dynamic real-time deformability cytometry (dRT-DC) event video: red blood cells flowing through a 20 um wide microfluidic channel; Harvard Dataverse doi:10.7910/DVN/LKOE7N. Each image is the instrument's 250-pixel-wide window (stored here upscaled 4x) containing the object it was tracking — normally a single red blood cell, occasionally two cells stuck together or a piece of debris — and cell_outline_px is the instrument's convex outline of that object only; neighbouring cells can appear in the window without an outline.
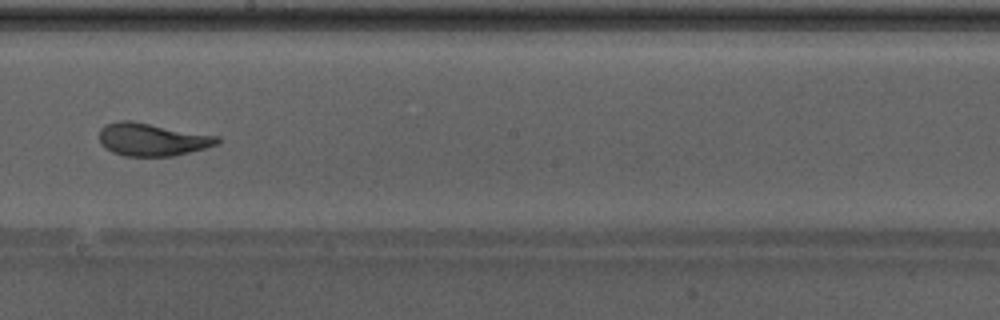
{"species": "Egyptian fruit bat (a non-hibernating species)", "species_latin": "Rousettus aegyptiacus", "temperature_condition": "warm", "stored_images_in_passage": 49, "camera_frame_rate_fps": 3000, "um_per_image_px": 0.085, "animal": {"sex": "male"}, "frame": {"image": 1, "passage_image": 28, "time_ms": 9.0, "image_size_px": [1000, 320], "cell_outline_px": [[220, 144], [172, 156], [124, 156], [112, 152], [100, 144], [100, 128], [104, 124], [120, 120], [128, 120], [220, 136]], "centroid_in_image_um": [12.92, 11.85], "position_along_channel_um": 235.3, "area_um2": 22.54}, "authors_computed_cell_mechanics": {"area_um2": 23.6402, "velocity_mm_per_s": 4.2852, "shape_relaxation_time_tau1_ms": 4.9105, "shape_relaxation_time_tau2_ms": 0.82, "deformation_change_tau1": 0.192, "deformation_change_tau2": 0.0711}}